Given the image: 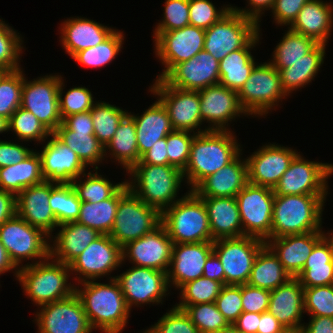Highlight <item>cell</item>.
Masks as SVG:
<instances>
[{"instance_id":"cell-10","label":"cell","mask_w":333,"mask_h":333,"mask_svg":"<svg viewBox=\"0 0 333 333\" xmlns=\"http://www.w3.org/2000/svg\"><path fill=\"white\" fill-rule=\"evenodd\" d=\"M161 224V213L130 189L120 198L109 236L121 247L150 233Z\"/></svg>"},{"instance_id":"cell-49","label":"cell","mask_w":333,"mask_h":333,"mask_svg":"<svg viewBox=\"0 0 333 333\" xmlns=\"http://www.w3.org/2000/svg\"><path fill=\"white\" fill-rule=\"evenodd\" d=\"M224 285L206 277H200L183 285L179 290L180 302L175 306L214 303Z\"/></svg>"},{"instance_id":"cell-46","label":"cell","mask_w":333,"mask_h":333,"mask_svg":"<svg viewBox=\"0 0 333 333\" xmlns=\"http://www.w3.org/2000/svg\"><path fill=\"white\" fill-rule=\"evenodd\" d=\"M124 33L116 29L106 40L102 43L90 47L88 49L75 53L72 58L87 67H102L111 63L114 58L121 52L124 43Z\"/></svg>"},{"instance_id":"cell-14","label":"cell","mask_w":333,"mask_h":333,"mask_svg":"<svg viewBox=\"0 0 333 333\" xmlns=\"http://www.w3.org/2000/svg\"><path fill=\"white\" fill-rule=\"evenodd\" d=\"M265 241L255 237L222 238L213 241L225 273V285L247 284L254 260Z\"/></svg>"},{"instance_id":"cell-9","label":"cell","mask_w":333,"mask_h":333,"mask_svg":"<svg viewBox=\"0 0 333 333\" xmlns=\"http://www.w3.org/2000/svg\"><path fill=\"white\" fill-rule=\"evenodd\" d=\"M260 24L232 9L205 30L204 50L218 61L246 47L261 31Z\"/></svg>"},{"instance_id":"cell-25","label":"cell","mask_w":333,"mask_h":333,"mask_svg":"<svg viewBox=\"0 0 333 333\" xmlns=\"http://www.w3.org/2000/svg\"><path fill=\"white\" fill-rule=\"evenodd\" d=\"M213 253V241L173 244L167 272L169 288L179 289L186 283L203 276L207 258Z\"/></svg>"},{"instance_id":"cell-24","label":"cell","mask_w":333,"mask_h":333,"mask_svg":"<svg viewBox=\"0 0 333 333\" xmlns=\"http://www.w3.org/2000/svg\"><path fill=\"white\" fill-rule=\"evenodd\" d=\"M38 154L41 158L42 174L46 181L72 183L87 170V166L79 156L54 133H51L43 150Z\"/></svg>"},{"instance_id":"cell-52","label":"cell","mask_w":333,"mask_h":333,"mask_svg":"<svg viewBox=\"0 0 333 333\" xmlns=\"http://www.w3.org/2000/svg\"><path fill=\"white\" fill-rule=\"evenodd\" d=\"M22 44V36L0 18V68L7 71L21 68Z\"/></svg>"},{"instance_id":"cell-18","label":"cell","mask_w":333,"mask_h":333,"mask_svg":"<svg viewBox=\"0 0 333 333\" xmlns=\"http://www.w3.org/2000/svg\"><path fill=\"white\" fill-rule=\"evenodd\" d=\"M122 264V247L109 235L101 234L69 266L73 275H79L74 278L79 285L84 281L108 277Z\"/></svg>"},{"instance_id":"cell-4","label":"cell","mask_w":333,"mask_h":333,"mask_svg":"<svg viewBox=\"0 0 333 333\" xmlns=\"http://www.w3.org/2000/svg\"><path fill=\"white\" fill-rule=\"evenodd\" d=\"M327 195L274 196L271 238L321 231Z\"/></svg>"},{"instance_id":"cell-74","label":"cell","mask_w":333,"mask_h":333,"mask_svg":"<svg viewBox=\"0 0 333 333\" xmlns=\"http://www.w3.org/2000/svg\"><path fill=\"white\" fill-rule=\"evenodd\" d=\"M8 119L0 115V134L8 132Z\"/></svg>"},{"instance_id":"cell-42","label":"cell","mask_w":333,"mask_h":333,"mask_svg":"<svg viewBox=\"0 0 333 333\" xmlns=\"http://www.w3.org/2000/svg\"><path fill=\"white\" fill-rule=\"evenodd\" d=\"M317 45L318 43L314 39L288 28L276 45L269 62L279 71L303 59V56L311 52Z\"/></svg>"},{"instance_id":"cell-36","label":"cell","mask_w":333,"mask_h":333,"mask_svg":"<svg viewBox=\"0 0 333 333\" xmlns=\"http://www.w3.org/2000/svg\"><path fill=\"white\" fill-rule=\"evenodd\" d=\"M326 46L318 44L311 52L303 56V59L278 71L282 88L288 96L314 80L324 63Z\"/></svg>"},{"instance_id":"cell-56","label":"cell","mask_w":333,"mask_h":333,"mask_svg":"<svg viewBox=\"0 0 333 333\" xmlns=\"http://www.w3.org/2000/svg\"><path fill=\"white\" fill-rule=\"evenodd\" d=\"M190 131L174 130L166 137L168 165L175 166L183 171L188 163L190 148L195 133Z\"/></svg>"},{"instance_id":"cell-35","label":"cell","mask_w":333,"mask_h":333,"mask_svg":"<svg viewBox=\"0 0 333 333\" xmlns=\"http://www.w3.org/2000/svg\"><path fill=\"white\" fill-rule=\"evenodd\" d=\"M260 36L259 33L246 47L227 54L219 61V84L239 92L257 64L251 50L259 45Z\"/></svg>"},{"instance_id":"cell-58","label":"cell","mask_w":333,"mask_h":333,"mask_svg":"<svg viewBox=\"0 0 333 333\" xmlns=\"http://www.w3.org/2000/svg\"><path fill=\"white\" fill-rule=\"evenodd\" d=\"M163 19L155 25L153 32H166L190 25L189 0H166Z\"/></svg>"},{"instance_id":"cell-75","label":"cell","mask_w":333,"mask_h":333,"mask_svg":"<svg viewBox=\"0 0 333 333\" xmlns=\"http://www.w3.org/2000/svg\"><path fill=\"white\" fill-rule=\"evenodd\" d=\"M7 72H8L7 70L0 68V80Z\"/></svg>"},{"instance_id":"cell-3","label":"cell","mask_w":333,"mask_h":333,"mask_svg":"<svg viewBox=\"0 0 333 333\" xmlns=\"http://www.w3.org/2000/svg\"><path fill=\"white\" fill-rule=\"evenodd\" d=\"M127 173L131 176L125 180L129 189L160 213L181 199L177 195L185 179L175 166L135 164Z\"/></svg>"},{"instance_id":"cell-57","label":"cell","mask_w":333,"mask_h":333,"mask_svg":"<svg viewBox=\"0 0 333 333\" xmlns=\"http://www.w3.org/2000/svg\"><path fill=\"white\" fill-rule=\"evenodd\" d=\"M231 10V5L217 9L210 0H189L190 25L206 30Z\"/></svg>"},{"instance_id":"cell-70","label":"cell","mask_w":333,"mask_h":333,"mask_svg":"<svg viewBox=\"0 0 333 333\" xmlns=\"http://www.w3.org/2000/svg\"><path fill=\"white\" fill-rule=\"evenodd\" d=\"M287 331L269 311L260 314L257 333H286Z\"/></svg>"},{"instance_id":"cell-53","label":"cell","mask_w":333,"mask_h":333,"mask_svg":"<svg viewBox=\"0 0 333 333\" xmlns=\"http://www.w3.org/2000/svg\"><path fill=\"white\" fill-rule=\"evenodd\" d=\"M64 79L60 75L58 91L59 109L62 120L70 115L90 111L94 105V97L86 87H72L65 94L63 93ZM64 94V95H63ZM64 96V97H63Z\"/></svg>"},{"instance_id":"cell-37","label":"cell","mask_w":333,"mask_h":333,"mask_svg":"<svg viewBox=\"0 0 333 333\" xmlns=\"http://www.w3.org/2000/svg\"><path fill=\"white\" fill-rule=\"evenodd\" d=\"M45 181L42 174L41 158L33 151L26 159L17 164L0 168V190L18 195L24 188Z\"/></svg>"},{"instance_id":"cell-39","label":"cell","mask_w":333,"mask_h":333,"mask_svg":"<svg viewBox=\"0 0 333 333\" xmlns=\"http://www.w3.org/2000/svg\"><path fill=\"white\" fill-rule=\"evenodd\" d=\"M303 287L333 285V252L322 237L296 276Z\"/></svg>"},{"instance_id":"cell-7","label":"cell","mask_w":333,"mask_h":333,"mask_svg":"<svg viewBox=\"0 0 333 333\" xmlns=\"http://www.w3.org/2000/svg\"><path fill=\"white\" fill-rule=\"evenodd\" d=\"M49 240L50 236L43 230L30 225L17 214L0 226V241L18 269L23 267L22 262L25 260L33 261L24 266L50 257Z\"/></svg>"},{"instance_id":"cell-6","label":"cell","mask_w":333,"mask_h":333,"mask_svg":"<svg viewBox=\"0 0 333 333\" xmlns=\"http://www.w3.org/2000/svg\"><path fill=\"white\" fill-rule=\"evenodd\" d=\"M161 224L173 244L214 241L205 203L193 191L161 213Z\"/></svg>"},{"instance_id":"cell-41","label":"cell","mask_w":333,"mask_h":333,"mask_svg":"<svg viewBox=\"0 0 333 333\" xmlns=\"http://www.w3.org/2000/svg\"><path fill=\"white\" fill-rule=\"evenodd\" d=\"M290 278L291 276L284 270L278 256L265 244L254 260L247 284L271 291Z\"/></svg>"},{"instance_id":"cell-22","label":"cell","mask_w":333,"mask_h":333,"mask_svg":"<svg viewBox=\"0 0 333 333\" xmlns=\"http://www.w3.org/2000/svg\"><path fill=\"white\" fill-rule=\"evenodd\" d=\"M298 153L278 143L263 145L246 157L248 183L273 189Z\"/></svg>"},{"instance_id":"cell-16","label":"cell","mask_w":333,"mask_h":333,"mask_svg":"<svg viewBox=\"0 0 333 333\" xmlns=\"http://www.w3.org/2000/svg\"><path fill=\"white\" fill-rule=\"evenodd\" d=\"M153 33L154 52L164 66L156 79H162L176 64L188 61L204 49L205 30L196 26Z\"/></svg>"},{"instance_id":"cell-17","label":"cell","mask_w":333,"mask_h":333,"mask_svg":"<svg viewBox=\"0 0 333 333\" xmlns=\"http://www.w3.org/2000/svg\"><path fill=\"white\" fill-rule=\"evenodd\" d=\"M124 299L131 310L134 306L163 304L164 297L170 294L167 273L146 267L132 266L115 276ZM168 292V293H167Z\"/></svg>"},{"instance_id":"cell-76","label":"cell","mask_w":333,"mask_h":333,"mask_svg":"<svg viewBox=\"0 0 333 333\" xmlns=\"http://www.w3.org/2000/svg\"><path fill=\"white\" fill-rule=\"evenodd\" d=\"M286 333H303L302 330L287 331Z\"/></svg>"},{"instance_id":"cell-38","label":"cell","mask_w":333,"mask_h":333,"mask_svg":"<svg viewBox=\"0 0 333 333\" xmlns=\"http://www.w3.org/2000/svg\"><path fill=\"white\" fill-rule=\"evenodd\" d=\"M109 154H107V153ZM108 155V156H107ZM105 157L114 158L126 173L139 162L140 155L134 119L127 114L119 123L117 130L105 147Z\"/></svg>"},{"instance_id":"cell-60","label":"cell","mask_w":333,"mask_h":333,"mask_svg":"<svg viewBox=\"0 0 333 333\" xmlns=\"http://www.w3.org/2000/svg\"><path fill=\"white\" fill-rule=\"evenodd\" d=\"M241 300L243 312L263 313L268 311L270 290L241 285Z\"/></svg>"},{"instance_id":"cell-23","label":"cell","mask_w":333,"mask_h":333,"mask_svg":"<svg viewBox=\"0 0 333 333\" xmlns=\"http://www.w3.org/2000/svg\"><path fill=\"white\" fill-rule=\"evenodd\" d=\"M162 79L171 87L199 91L219 84V61L203 49L188 61L176 64Z\"/></svg>"},{"instance_id":"cell-31","label":"cell","mask_w":333,"mask_h":333,"mask_svg":"<svg viewBox=\"0 0 333 333\" xmlns=\"http://www.w3.org/2000/svg\"><path fill=\"white\" fill-rule=\"evenodd\" d=\"M58 227V233L50 237V242L53 241V244H50V257L67 265L101 235L97 230L76 221Z\"/></svg>"},{"instance_id":"cell-63","label":"cell","mask_w":333,"mask_h":333,"mask_svg":"<svg viewBox=\"0 0 333 333\" xmlns=\"http://www.w3.org/2000/svg\"><path fill=\"white\" fill-rule=\"evenodd\" d=\"M56 130H71L73 132H88L94 134L93 120L90 111L73 114L62 120Z\"/></svg>"},{"instance_id":"cell-26","label":"cell","mask_w":333,"mask_h":333,"mask_svg":"<svg viewBox=\"0 0 333 333\" xmlns=\"http://www.w3.org/2000/svg\"><path fill=\"white\" fill-rule=\"evenodd\" d=\"M58 183L43 181L24 188L16 196V214L32 226L43 230L50 237L58 226L55 215L49 206L51 190Z\"/></svg>"},{"instance_id":"cell-34","label":"cell","mask_w":333,"mask_h":333,"mask_svg":"<svg viewBox=\"0 0 333 333\" xmlns=\"http://www.w3.org/2000/svg\"><path fill=\"white\" fill-rule=\"evenodd\" d=\"M128 114L135 121L140 157L149 151L158 140L167 137L169 133L174 131L168 113L158 99L141 116L131 112Z\"/></svg>"},{"instance_id":"cell-68","label":"cell","mask_w":333,"mask_h":333,"mask_svg":"<svg viewBox=\"0 0 333 333\" xmlns=\"http://www.w3.org/2000/svg\"><path fill=\"white\" fill-rule=\"evenodd\" d=\"M16 215V195L0 190V226Z\"/></svg>"},{"instance_id":"cell-32","label":"cell","mask_w":333,"mask_h":333,"mask_svg":"<svg viewBox=\"0 0 333 333\" xmlns=\"http://www.w3.org/2000/svg\"><path fill=\"white\" fill-rule=\"evenodd\" d=\"M333 27V6L322 0H310L299 11L290 30L327 45Z\"/></svg>"},{"instance_id":"cell-20","label":"cell","mask_w":333,"mask_h":333,"mask_svg":"<svg viewBox=\"0 0 333 333\" xmlns=\"http://www.w3.org/2000/svg\"><path fill=\"white\" fill-rule=\"evenodd\" d=\"M173 241L160 224L150 233L122 247V262L126 259L137 267L168 272L172 257Z\"/></svg>"},{"instance_id":"cell-59","label":"cell","mask_w":333,"mask_h":333,"mask_svg":"<svg viewBox=\"0 0 333 333\" xmlns=\"http://www.w3.org/2000/svg\"><path fill=\"white\" fill-rule=\"evenodd\" d=\"M215 303L227 322L233 324L243 313L241 285H224Z\"/></svg>"},{"instance_id":"cell-51","label":"cell","mask_w":333,"mask_h":333,"mask_svg":"<svg viewBox=\"0 0 333 333\" xmlns=\"http://www.w3.org/2000/svg\"><path fill=\"white\" fill-rule=\"evenodd\" d=\"M22 69L8 71L0 80V115L8 120L21 107L25 74Z\"/></svg>"},{"instance_id":"cell-73","label":"cell","mask_w":333,"mask_h":333,"mask_svg":"<svg viewBox=\"0 0 333 333\" xmlns=\"http://www.w3.org/2000/svg\"><path fill=\"white\" fill-rule=\"evenodd\" d=\"M216 333H242L238 330L233 324H229L227 327L222 328L219 332Z\"/></svg>"},{"instance_id":"cell-44","label":"cell","mask_w":333,"mask_h":333,"mask_svg":"<svg viewBox=\"0 0 333 333\" xmlns=\"http://www.w3.org/2000/svg\"><path fill=\"white\" fill-rule=\"evenodd\" d=\"M98 169L83 173L72 181V186L81 202H100L110 198L126 181L113 184L104 175L98 174ZM86 177V178H85ZM78 179V180H77ZM84 181H83V180Z\"/></svg>"},{"instance_id":"cell-12","label":"cell","mask_w":333,"mask_h":333,"mask_svg":"<svg viewBox=\"0 0 333 333\" xmlns=\"http://www.w3.org/2000/svg\"><path fill=\"white\" fill-rule=\"evenodd\" d=\"M149 90L165 107L174 130L195 134L208 131L207 127L201 129L204 123L201 120L199 91L171 87L163 79H156Z\"/></svg>"},{"instance_id":"cell-1","label":"cell","mask_w":333,"mask_h":333,"mask_svg":"<svg viewBox=\"0 0 333 333\" xmlns=\"http://www.w3.org/2000/svg\"><path fill=\"white\" fill-rule=\"evenodd\" d=\"M108 280V283L96 282V280L81 282V288L76 286L75 293L83 304L93 330L99 329L103 333H121L127 326L131 310L115 276L109 277Z\"/></svg>"},{"instance_id":"cell-13","label":"cell","mask_w":333,"mask_h":333,"mask_svg":"<svg viewBox=\"0 0 333 333\" xmlns=\"http://www.w3.org/2000/svg\"><path fill=\"white\" fill-rule=\"evenodd\" d=\"M274 196L272 188L251 183L236 195L243 236L271 239Z\"/></svg>"},{"instance_id":"cell-64","label":"cell","mask_w":333,"mask_h":333,"mask_svg":"<svg viewBox=\"0 0 333 333\" xmlns=\"http://www.w3.org/2000/svg\"><path fill=\"white\" fill-rule=\"evenodd\" d=\"M274 2L275 0H247L248 8L241 9L240 7L231 6V9L259 24L261 22L260 19L262 18V14H264L265 10L271 11Z\"/></svg>"},{"instance_id":"cell-8","label":"cell","mask_w":333,"mask_h":333,"mask_svg":"<svg viewBox=\"0 0 333 333\" xmlns=\"http://www.w3.org/2000/svg\"><path fill=\"white\" fill-rule=\"evenodd\" d=\"M287 96L282 88L279 72L270 62L257 63L238 92L239 103L247 117L266 116Z\"/></svg>"},{"instance_id":"cell-40","label":"cell","mask_w":333,"mask_h":333,"mask_svg":"<svg viewBox=\"0 0 333 333\" xmlns=\"http://www.w3.org/2000/svg\"><path fill=\"white\" fill-rule=\"evenodd\" d=\"M129 190L125 182L110 198L92 203L81 202L80 214L76 222L109 235L116 216L120 198Z\"/></svg>"},{"instance_id":"cell-27","label":"cell","mask_w":333,"mask_h":333,"mask_svg":"<svg viewBox=\"0 0 333 333\" xmlns=\"http://www.w3.org/2000/svg\"><path fill=\"white\" fill-rule=\"evenodd\" d=\"M268 311L288 330H302L304 287L297 277L270 291Z\"/></svg>"},{"instance_id":"cell-66","label":"cell","mask_w":333,"mask_h":333,"mask_svg":"<svg viewBox=\"0 0 333 333\" xmlns=\"http://www.w3.org/2000/svg\"><path fill=\"white\" fill-rule=\"evenodd\" d=\"M303 333H333V318L326 316H310L309 322L304 323Z\"/></svg>"},{"instance_id":"cell-69","label":"cell","mask_w":333,"mask_h":333,"mask_svg":"<svg viewBox=\"0 0 333 333\" xmlns=\"http://www.w3.org/2000/svg\"><path fill=\"white\" fill-rule=\"evenodd\" d=\"M260 313L243 312L233 325L242 333H257Z\"/></svg>"},{"instance_id":"cell-5","label":"cell","mask_w":333,"mask_h":333,"mask_svg":"<svg viewBox=\"0 0 333 333\" xmlns=\"http://www.w3.org/2000/svg\"><path fill=\"white\" fill-rule=\"evenodd\" d=\"M71 273L69 265L48 257L44 261L20 268L16 280L27 298L40 307L75 293L76 283H68Z\"/></svg>"},{"instance_id":"cell-11","label":"cell","mask_w":333,"mask_h":333,"mask_svg":"<svg viewBox=\"0 0 333 333\" xmlns=\"http://www.w3.org/2000/svg\"><path fill=\"white\" fill-rule=\"evenodd\" d=\"M331 175L333 164L310 161L299 152L273 188V192L277 196L327 195V179Z\"/></svg>"},{"instance_id":"cell-29","label":"cell","mask_w":333,"mask_h":333,"mask_svg":"<svg viewBox=\"0 0 333 333\" xmlns=\"http://www.w3.org/2000/svg\"><path fill=\"white\" fill-rule=\"evenodd\" d=\"M60 27L59 41L65 52L71 57L79 51L102 43L116 30L93 19L78 16L67 18Z\"/></svg>"},{"instance_id":"cell-50","label":"cell","mask_w":333,"mask_h":333,"mask_svg":"<svg viewBox=\"0 0 333 333\" xmlns=\"http://www.w3.org/2000/svg\"><path fill=\"white\" fill-rule=\"evenodd\" d=\"M176 307L185 311L199 333H216L229 325L215 302Z\"/></svg>"},{"instance_id":"cell-45","label":"cell","mask_w":333,"mask_h":333,"mask_svg":"<svg viewBox=\"0 0 333 333\" xmlns=\"http://www.w3.org/2000/svg\"><path fill=\"white\" fill-rule=\"evenodd\" d=\"M90 113L94 135L105 148L114 136L119 123L128 114V110H123L109 102L95 101Z\"/></svg>"},{"instance_id":"cell-19","label":"cell","mask_w":333,"mask_h":333,"mask_svg":"<svg viewBox=\"0 0 333 333\" xmlns=\"http://www.w3.org/2000/svg\"><path fill=\"white\" fill-rule=\"evenodd\" d=\"M40 308V309H39ZM34 322L38 333H92L93 329L76 293L38 307Z\"/></svg>"},{"instance_id":"cell-54","label":"cell","mask_w":333,"mask_h":333,"mask_svg":"<svg viewBox=\"0 0 333 333\" xmlns=\"http://www.w3.org/2000/svg\"><path fill=\"white\" fill-rule=\"evenodd\" d=\"M304 313L333 318V285L304 287Z\"/></svg>"},{"instance_id":"cell-62","label":"cell","mask_w":333,"mask_h":333,"mask_svg":"<svg viewBox=\"0 0 333 333\" xmlns=\"http://www.w3.org/2000/svg\"><path fill=\"white\" fill-rule=\"evenodd\" d=\"M20 144L0 140V168L20 163L34 151Z\"/></svg>"},{"instance_id":"cell-2","label":"cell","mask_w":333,"mask_h":333,"mask_svg":"<svg viewBox=\"0 0 333 333\" xmlns=\"http://www.w3.org/2000/svg\"><path fill=\"white\" fill-rule=\"evenodd\" d=\"M242 152L233 131H207L194 136L190 156L183 170L192 191L204 178L220 170Z\"/></svg>"},{"instance_id":"cell-72","label":"cell","mask_w":333,"mask_h":333,"mask_svg":"<svg viewBox=\"0 0 333 333\" xmlns=\"http://www.w3.org/2000/svg\"><path fill=\"white\" fill-rule=\"evenodd\" d=\"M321 233L324 240L328 243L330 250L333 252V231H328L325 233L323 230H321Z\"/></svg>"},{"instance_id":"cell-48","label":"cell","mask_w":333,"mask_h":333,"mask_svg":"<svg viewBox=\"0 0 333 333\" xmlns=\"http://www.w3.org/2000/svg\"><path fill=\"white\" fill-rule=\"evenodd\" d=\"M8 131L14 132L18 142H46L51 132L29 111L19 107L8 120Z\"/></svg>"},{"instance_id":"cell-65","label":"cell","mask_w":333,"mask_h":333,"mask_svg":"<svg viewBox=\"0 0 333 333\" xmlns=\"http://www.w3.org/2000/svg\"><path fill=\"white\" fill-rule=\"evenodd\" d=\"M166 137L158 140L152 148L144 153L137 164L168 165Z\"/></svg>"},{"instance_id":"cell-33","label":"cell","mask_w":333,"mask_h":333,"mask_svg":"<svg viewBox=\"0 0 333 333\" xmlns=\"http://www.w3.org/2000/svg\"><path fill=\"white\" fill-rule=\"evenodd\" d=\"M206 206L213 240L243 236L236 197H199Z\"/></svg>"},{"instance_id":"cell-55","label":"cell","mask_w":333,"mask_h":333,"mask_svg":"<svg viewBox=\"0 0 333 333\" xmlns=\"http://www.w3.org/2000/svg\"><path fill=\"white\" fill-rule=\"evenodd\" d=\"M150 327L142 333H199L185 311L175 305Z\"/></svg>"},{"instance_id":"cell-71","label":"cell","mask_w":333,"mask_h":333,"mask_svg":"<svg viewBox=\"0 0 333 333\" xmlns=\"http://www.w3.org/2000/svg\"><path fill=\"white\" fill-rule=\"evenodd\" d=\"M12 270L15 271L13 272V275L17 278L19 269L14 265L8 252L0 241V275Z\"/></svg>"},{"instance_id":"cell-28","label":"cell","mask_w":333,"mask_h":333,"mask_svg":"<svg viewBox=\"0 0 333 333\" xmlns=\"http://www.w3.org/2000/svg\"><path fill=\"white\" fill-rule=\"evenodd\" d=\"M241 155L204 178L192 191L198 197H236L248 184L247 161Z\"/></svg>"},{"instance_id":"cell-43","label":"cell","mask_w":333,"mask_h":333,"mask_svg":"<svg viewBox=\"0 0 333 333\" xmlns=\"http://www.w3.org/2000/svg\"><path fill=\"white\" fill-rule=\"evenodd\" d=\"M53 133L79 156L87 168L90 165L91 168L99 169L98 166L105 159V148L94 134L71 130H55Z\"/></svg>"},{"instance_id":"cell-61","label":"cell","mask_w":333,"mask_h":333,"mask_svg":"<svg viewBox=\"0 0 333 333\" xmlns=\"http://www.w3.org/2000/svg\"><path fill=\"white\" fill-rule=\"evenodd\" d=\"M308 1L310 0H275L271 9L273 21L277 26H290Z\"/></svg>"},{"instance_id":"cell-21","label":"cell","mask_w":333,"mask_h":333,"mask_svg":"<svg viewBox=\"0 0 333 333\" xmlns=\"http://www.w3.org/2000/svg\"><path fill=\"white\" fill-rule=\"evenodd\" d=\"M199 99L201 120L210 124L208 131H228L229 122L247 115L239 103L238 92L221 84L199 90Z\"/></svg>"},{"instance_id":"cell-67","label":"cell","mask_w":333,"mask_h":333,"mask_svg":"<svg viewBox=\"0 0 333 333\" xmlns=\"http://www.w3.org/2000/svg\"><path fill=\"white\" fill-rule=\"evenodd\" d=\"M203 277L216 280L225 285V273L218 256L213 252L204 265Z\"/></svg>"},{"instance_id":"cell-47","label":"cell","mask_w":333,"mask_h":333,"mask_svg":"<svg viewBox=\"0 0 333 333\" xmlns=\"http://www.w3.org/2000/svg\"><path fill=\"white\" fill-rule=\"evenodd\" d=\"M49 206L58 225L74 222L78 219L81 200L71 183H58L50 193Z\"/></svg>"},{"instance_id":"cell-30","label":"cell","mask_w":333,"mask_h":333,"mask_svg":"<svg viewBox=\"0 0 333 333\" xmlns=\"http://www.w3.org/2000/svg\"><path fill=\"white\" fill-rule=\"evenodd\" d=\"M321 238V231H312L271 238L266 244L278 256L284 270L291 277H296L302 271L312 249Z\"/></svg>"},{"instance_id":"cell-15","label":"cell","mask_w":333,"mask_h":333,"mask_svg":"<svg viewBox=\"0 0 333 333\" xmlns=\"http://www.w3.org/2000/svg\"><path fill=\"white\" fill-rule=\"evenodd\" d=\"M60 75H45L28 81L24 75L21 108L31 112L51 133L62 123L59 109Z\"/></svg>"}]
</instances>
